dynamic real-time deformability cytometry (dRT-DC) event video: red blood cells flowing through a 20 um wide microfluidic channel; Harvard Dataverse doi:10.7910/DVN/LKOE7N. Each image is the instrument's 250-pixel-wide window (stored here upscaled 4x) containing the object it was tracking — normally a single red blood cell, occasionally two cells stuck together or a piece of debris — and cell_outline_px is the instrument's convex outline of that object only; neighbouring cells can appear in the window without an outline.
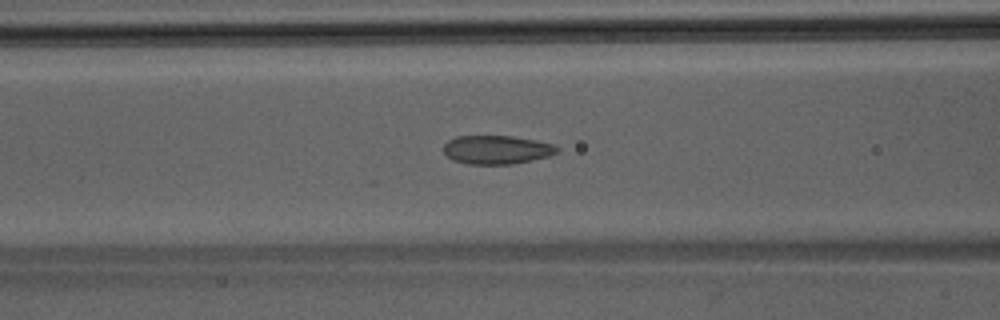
{"species": "Egyptian fruit bat (a non-hibernating species)", "species_latin": "Rousettus aegyptiacus", "temperature_condition": "room temperature", "stored_images_in_passage": 41, "camera_frame_rate_fps": 3000, "um_per_image_px": 0.085, "animal": {"sex": "male"}, "frame": {"image": 1, "passage_image": 14, "time_ms": 4.333, "image_size_px": [1000, 320], "cell_outline_px": [[560, 152], [548, 156], [532, 160], [512, 164], [468, 164], [452, 160], [444, 152], [444, 144], [448, 140], [456, 136], [512, 136], [536, 140], [556, 144], [560, 148]], "centroid_in_image_um": [42.26, 12.72], "position_along_channel_um": 124.3, "area_um2": 19.13}}
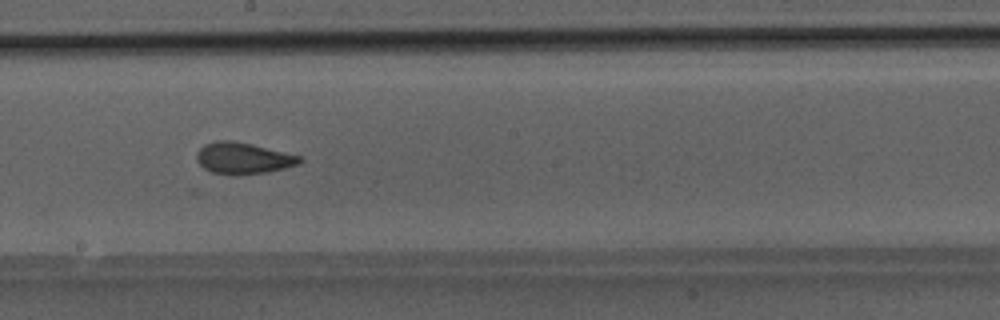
{"frame": {"image": 2, "passage_image": 21, "time_ms": 6.667, "image_size_px": [1000, 320], "cell_outline_px": [[304, 160], [300, 164], [268, 172], [212, 172], [204, 168], [196, 160], [196, 152], [204, 144], [216, 140], [232, 140], [252, 144], [300, 156]], "centroid_in_image_um": [20.67, 13.4], "position_along_channel_um": 227.5, "area_um2": 18.26}}
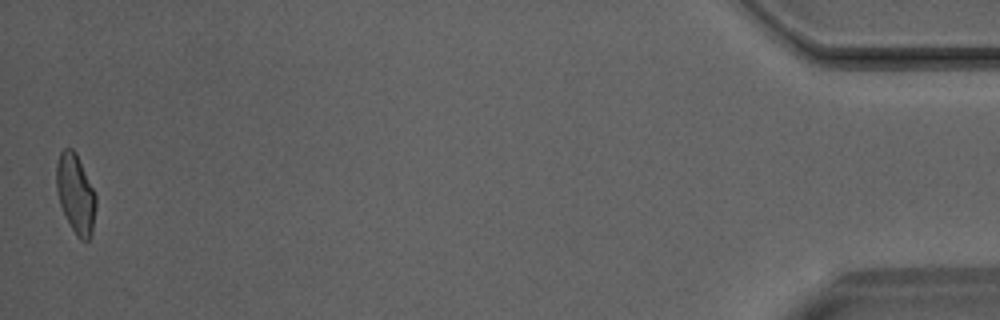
{"frame": {"image": 3, "passage_image": 41, "time_ms": 13.333, "image_size_px": [1000, 320], "cell_outline_px": [[96, 208], [92, 232], [88, 240], [80, 240], [76, 236], [60, 204], [56, 188], [56, 164], [60, 152], [64, 148], [72, 148], [76, 152], [96, 196]], "centroid_in_image_um": [6.42, 16.46], "position_along_channel_um": 428.8, "area_um2": 18.09}}